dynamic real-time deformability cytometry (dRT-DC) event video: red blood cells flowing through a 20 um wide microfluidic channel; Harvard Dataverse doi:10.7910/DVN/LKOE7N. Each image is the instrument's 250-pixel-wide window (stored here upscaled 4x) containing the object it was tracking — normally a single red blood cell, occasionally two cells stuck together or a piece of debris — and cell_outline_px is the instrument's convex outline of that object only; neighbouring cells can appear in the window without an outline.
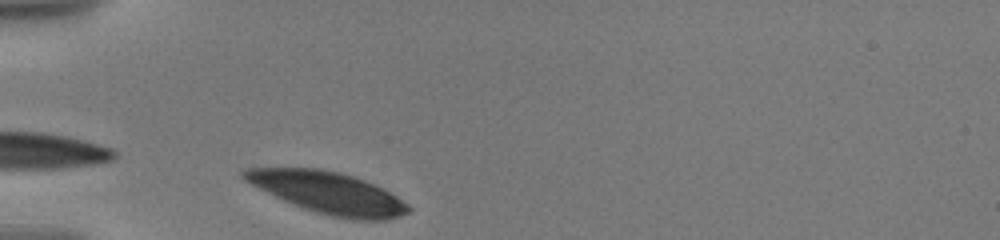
{"species": "human", "species_latin": "Homo sapiens", "temperature_condition": "warm", "stored_images_in_passage": 3, "camera_frame_rate_fps": 3000, "um_per_image_px": 0.085, "donor": {"sex": "male"}, "frame": {"image": 1, "passage_image": 1, "time_ms": 0.0, "image_size_px": [1000, 240], "cell_outline_px": [[412, 208], [408, 212], [400, 216], [388, 220], [352, 220], [332, 216], [316, 212], [292, 204], [244, 180], [240, 176], [240, 172], [244, 168], [316, 168], [340, 172], [364, 180], [396, 196], [408, 204]], "centroid_in_image_um": [27.89, 16.38], "position_along_channel_um": 57.1, "area_um2": 39.54}}
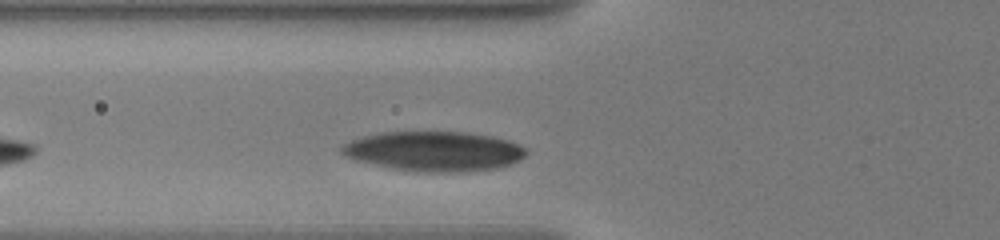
{"frame": {"image": 2, "passage_image": 3, "time_ms": 1.333, "image_size_px": [1000, 240], "cell_outline_px": [[528, 152], [520, 160], [512, 164], [500, 168], [468, 172], [416, 172], [392, 168], [356, 160], [344, 156], [340, 152], [340, 148], [344, 144], [352, 140], [384, 132], [464, 132], [492, 136], [508, 140], [524, 148]], "centroid_in_image_um": [36.94, 12.87], "position_along_channel_um": 88.9, "area_um2": 42.77}}